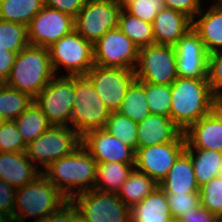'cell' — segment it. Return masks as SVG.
<instances>
[{
	"label": "cell",
	"mask_w": 222,
	"mask_h": 222,
	"mask_svg": "<svg viewBox=\"0 0 222 222\" xmlns=\"http://www.w3.org/2000/svg\"><path fill=\"white\" fill-rule=\"evenodd\" d=\"M17 54L5 48H0V83H4L9 77Z\"/></svg>",
	"instance_id": "obj_46"
},
{
	"label": "cell",
	"mask_w": 222,
	"mask_h": 222,
	"mask_svg": "<svg viewBox=\"0 0 222 222\" xmlns=\"http://www.w3.org/2000/svg\"><path fill=\"white\" fill-rule=\"evenodd\" d=\"M134 74L138 81L171 85L178 78L174 46L140 47Z\"/></svg>",
	"instance_id": "obj_6"
},
{
	"label": "cell",
	"mask_w": 222,
	"mask_h": 222,
	"mask_svg": "<svg viewBox=\"0 0 222 222\" xmlns=\"http://www.w3.org/2000/svg\"><path fill=\"white\" fill-rule=\"evenodd\" d=\"M70 201L79 216L88 222H131L130 208L117 193L92 189L75 195Z\"/></svg>",
	"instance_id": "obj_8"
},
{
	"label": "cell",
	"mask_w": 222,
	"mask_h": 222,
	"mask_svg": "<svg viewBox=\"0 0 222 222\" xmlns=\"http://www.w3.org/2000/svg\"><path fill=\"white\" fill-rule=\"evenodd\" d=\"M165 8L179 11L192 20L202 10L200 0H164Z\"/></svg>",
	"instance_id": "obj_42"
},
{
	"label": "cell",
	"mask_w": 222,
	"mask_h": 222,
	"mask_svg": "<svg viewBox=\"0 0 222 222\" xmlns=\"http://www.w3.org/2000/svg\"><path fill=\"white\" fill-rule=\"evenodd\" d=\"M185 150L186 142H169L137 148L134 167L160 184Z\"/></svg>",
	"instance_id": "obj_16"
},
{
	"label": "cell",
	"mask_w": 222,
	"mask_h": 222,
	"mask_svg": "<svg viewBox=\"0 0 222 222\" xmlns=\"http://www.w3.org/2000/svg\"><path fill=\"white\" fill-rule=\"evenodd\" d=\"M165 193L199 192L191 156L184 151L159 184Z\"/></svg>",
	"instance_id": "obj_23"
},
{
	"label": "cell",
	"mask_w": 222,
	"mask_h": 222,
	"mask_svg": "<svg viewBox=\"0 0 222 222\" xmlns=\"http://www.w3.org/2000/svg\"><path fill=\"white\" fill-rule=\"evenodd\" d=\"M185 151L191 156L194 174L199 187L218 177L222 167V152L215 150Z\"/></svg>",
	"instance_id": "obj_27"
},
{
	"label": "cell",
	"mask_w": 222,
	"mask_h": 222,
	"mask_svg": "<svg viewBox=\"0 0 222 222\" xmlns=\"http://www.w3.org/2000/svg\"><path fill=\"white\" fill-rule=\"evenodd\" d=\"M133 1H137V0H117V2L120 4L122 9H124L129 3Z\"/></svg>",
	"instance_id": "obj_48"
},
{
	"label": "cell",
	"mask_w": 222,
	"mask_h": 222,
	"mask_svg": "<svg viewBox=\"0 0 222 222\" xmlns=\"http://www.w3.org/2000/svg\"><path fill=\"white\" fill-rule=\"evenodd\" d=\"M81 145L97 163L120 162L135 164L136 151L112 136L104 128L90 130L81 137Z\"/></svg>",
	"instance_id": "obj_17"
},
{
	"label": "cell",
	"mask_w": 222,
	"mask_h": 222,
	"mask_svg": "<svg viewBox=\"0 0 222 222\" xmlns=\"http://www.w3.org/2000/svg\"><path fill=\"white\" fill-rule=\"evenodd\" d=\"M106 108L117 112L131 83L136 79L134 70L94 65L86 74Z\"/></svg>",
	"instance_id": "obj_13"
},
{
	"label": "cell",
	"mask_w": 222,
	"mask_h": 222,
	"mask_svg": "<svg viewBox=\"0 0 222 222\" xmlns=\"http://www.w3.org/2000/svg\"><path fill=\"white\" fill-rule=\"evenodd\" d=\"M158 187L159 184L155 180L134 168L117 195L131 209Z\"/></svg>",
	"instance_id": "obj_26"
},
{
	"label": "cell",
	"mask_w": 222,
	"mask_h": 222,
	"mask_svg": "<svg viewBox=\"0 0 222 222\" xmlns=\"http://www.w3.org/2000/svg\"><path fill=\"white\" fill-rule=\"evenodd\" d=\"M212 111L222 119V93L213 95Z\"/></svg>",
	"instance_id": "obj_47"
},
{
	"label": "cell",
	"mask_w": 222,
	"mask_h": 222,
	"mask_svg": "<svg viewBox=\"0 0 222 222\" xmlns=\"http://www.w3.org/2000/svg\"><path fill=\"white\" fill-rule=\"evenodd\" d=\"M193 25V20L185 14L164 8L153 20V33L155 44L174 46Z\"/></svg>",
	"instance_id": "obj_21"
},
{
	"label": "cell",
	"mask_w": 222,
	"mask_h": 222,
	"mask_svg": "<svg viewBox=\"0 0 222 222\" xmlns=\"http://www.w3.org/2000/svg\"><path fill=\"white\" fill-rule=\"evenodd\" d=\"M69 126L52 125L26 148L27 157L46 169L52 162L70 155L81 145V136Z\"/></svg>",
	"instance_id": "obj_10"
},
{
	"label": "cell",
	"mask_w": 222,
	"mask_h": 222,
	"mask_svg": "<svg viewBox=\"0 0 222 222\" xmlns=\"http://www.w3.org/2000/svg\"><path fill=\"white\" fill-rule=\"evenodd\" d=\"M75 100L74 76L68 75H56L34 98L48 122L54 126L69 125Z\"/></svg>",
	"instance_id": "obj_7"
},
{
	"label": "cell",
	"mask_w": 222,
	"mask_h": 222,
	"mask_svg": "<svg viewBox=\"0 0 222 222\" xmlns=\"http://www.w3.org/2000/svg\"><path fill=\"white\" fill-rule=\"evenodd\" d=\"M137 148L186 142L183 131L168 116L150 114L137 123Z\"/></svg>",
	"instance_id": "obj_18"
},
{
	"label": "cell",
	"mask_w": 222,
	"mask_h": 222,
	"mask_svg": "<svg viewBox=\"0 0 222 222\" xmlns=\"http://www.w3.org/2000/svg\"><path fill=\"white\" fill-rule=\"evenodd\" d=\"M178 77L208 79V57L199 34L191 28L174 45Z\"/></svg>",
	"instance_id": "obj_15"
},
{
	"label": "cell",
	"mask_w": 222,
	"mask_h": 222,
	"mask_svg": "<svg viewBox=\"0 0 222 222\" xmlns=\"http://www.w3.org/2000/svg\"><path fill=\"white\" fill-rule=\"evenodd\" d=\"M42 174L27 157L25 152H0V180L14 188H20L32 182Z\"/></svg>",
	"instance_id": "obj_20"
},
{
	"label": "cell",
	"mask_w": 222,
	"mask_h": 222,
	"mask_svg": "<svg viewBox=\"0 0 222 222\" xmlns=\"http://www.w3.org/2000/svg\"><path fill=\"white\" fill-rule=\"evenodd\" d=\"M93 1H114V2H117V0H93Z\"/></svg>",
	"instance_id": "obj_52"
},
{
	"label": "cell",
	"mask_w": 222,
	"mask_h": 222,
	"mask_svg": "<svg viewBox=\"0 0 222 222\" xmlns=\"http://www.w3.org/2000/svg\"><path fill=\"white\" fill-rule=\"evenodd\" d=\"M55 76L48 48L29 45L17 54L4 84L35 98Z\"/></svg>",
	"instance_id": "obj_3"
},
{
	"label": "cell",
	"mask_w": 222,
	"mask_h": 222,
	"mask_svg": "<svg viewBox=\"0 0 222 222\" xmlns=\"http://www.w3.org/2000/svg\"><path fill=\"white\" fill-rule=\"evenodd\" d=\"M134 165L116 161L97 163L94 189L102 192L118 193L134 170Z\"/></svg>",
	"instance_id": "obj_25"
},
{
	"label": "cell",
	"mask_w": 222,
	"mask_h": 222,
	"mask_svg": "<svg viewBox=\"0 0 222 222\" xmlns=\"http://www.w3.org/2000/svg\"><path fill=\"white\" fill-rule=\"evenodd\" d=\"M213 93L208 79L178 77L171 84L170 118L184 132L212 112Z\"/></svg>",
	"instance_id": "obj_2"
},
{
	"label": "cell",
	"mask_w": 222,
	"mask_h": 222,
	"mask_svg": "<svg viewBox=\"0 0 222 222\" xmlns=\"http://www.w3.org/2000/svg\"><path fill=\"white\" fill-rule=\"evenodd\" d=\"M218 177H219V178H222V167H221V170L219 171Z\"/></svg>",
	"instance_id": "obj_51"
},
{
	"label": "cell",
	"mask_w": 222,
	"mask_h": 222,
	"mask_svg": "<svg viewBox=\"0 0 222 222\" xmlns=\"http://www.w3.org/2000/svg\"><path fill=\"white\" fill-rule=\"evenodd\" d=\"M96 171L97 161L80 145L70 155L52 162L45 171L42 169V174L71 200L94 189Z\"/></svg>",
	"instance_id": "obj_1"
},
{
	"label": "cell",
	"mask_w": 222,
	"mask_h": 222,
	"mask_svg": "<svg viewBox=\"0 0 222 222\" xmlns=\"http://www.w3.org/2000/svg\"><path fill=\"white\" fill-rule=\"evenodd\" d=\"M75 222H88L86 220H84L83 218H81L78 214V218L75 220Z\"/></svg>",
	"instance_id": "obj_50"
},
{
	"label": "cell",
	"mask_w": 222,
	"mask_h": 222,
	"mask_svg": "<svg viewBox=\"0 0 222 222\" xmlns=\"http://www.w3.org/2000/svg\"><path fill=\"white\" fill-rule=\"evenodd\" d=\"M27 30L30 45L48 48L74 30V17L44 6L28 24Z\"/></svg>",
	"instance_id": "obj_14"
},
{
	"label": "cell",
	"mask_w": 222,
	"mask_h": 222,
	"mask_svg": "<svg viewBox=\"0 0 222 222\" xmlns=\"http://www.w3.org/2000/svg\"><path fill=\"white\" fill-rule=\"evenodd\" d=\"M208 82L213 95L222 93V50L209 54Z\"/></svg>",
	"instance_id": "obj_41"
},
{
	"label": "cell",
	"mask_w": 222,
	"mask_h": 222,
	"mask_svg": "<svg viewBox=\"0 0 222 222\" xmlns=\"http://www.w3.org/2000/svg\"><path fill=\"white\" fill-rule=\"evenodd\" d=\"M117 112L136 123L141 122L151 114L145 96L143 81L135 79L131 83Z\"/></svg>",
	"instance_id": "obj_29"
},
{
	"label": "cell",
	"mask_w": 222,
	"mask_h": 222,
	"mask_svg": "<svg viewBox=\"0 0 222 222\" xmlns=\"http://www.w3.org/2000/svg\"><path fill=\"white\" fill-rule=\"evenodd\" d=\"M164 8V0H137L129 3L124 10L147 23H153L155 16Z\"/></svg>",
	"instance_id": "obj_39"
},
{
	"label": "cell",
	"mask_w": 222,
	"mask_h": 222,
	"mask_svg": "<svg viewBox=\"0 0 222 222\" xmlns=\"http://www.w3.org/2000/svg\"><path fill=\"white\" fill-rule=\"evenodd\" d=\"M139 47L118 27L106 32L94 45V65L134 70Z\"/></svg>",
	"instance_id": "obj_12"
},
{
	"label": "cell",
	"mask_w": 222,
	"mask_h": 222,
	"mask_svg": "<svg viewBox=\"0 0 222 222\" xmlns=\"http://www.w3.org/2000/svg\"><path fill=\"white\" fill-rule=\"evenodd\" d=\"M171 216L176 221L180 215L200 207L199 192L166 193Z\"/></svg>",
	"instance_id": "obj_37"
},
{
	"label": "cell",
	"mask_w": 222,
	"mask_h": 222,
	"mask_svg": "<svg viewBox=\"0 0 222 222\" xmlns=\"http://www.w3.org/2000/svg\"><path fill=\"white\" fill-rule=\"evenodd\" d=\"M78 218V211L75 205L68 200L58 210L51 213L41 222H75Z\"/></svg>",
	"instance_id": "obj_44"
},
{
	"label": "cell",
	"mask_w": 222,
	"mask_h": 222,
	"mask_svg": "<svg viewBox=\"0 0 222 222\" xmlns=\"http://www.w3.org/2000/svg\"><path fill=\"white\" fill-rule=\"evenodd\" d=\"M176 222H222V217H215L206 208L200 206L186 215H180Z\"/></svg>",
	"instance_id": "obj_45"
},
{
	"label": "cell",
	"mask_w": 222,
	"mask_h": 222,
	"mask_svg": "<svg viewBox=\"0 0 222 222\" xmlns=\"http://www.w3.org/2000/svg\"><path fill=\"white\" fill-rule=\"evenodd\" d=\"M207 12L202 10L193 19L192 28L199 34L208 54L222 50V6L216 1ZM204 13V14H203Z\"/></svg>",
	"instance_id": "obj_22"
},
{
	"label": "cell",
	"mask_w": 222,
	"mask_h": 222,
	"mask_svg": "<svg viewBox=\"0 0 222 222\" xmlns=\"http://www.w3.org/2000/svg\"><path fill=\"white\" fill-rule=\"evenodd\" d=\"M131 222H173L166 193L158 187L130 209Z\"/></svg>",
	"instance_id": "obj_24"
},
{
	"label": "cell",
	"mask_w": 222,
	"mask_h": 222,
	"mask_svg": "<svg viewBox=\"0 0 222 222\" xmlns=\"http://www.w3.org/2000/svg\"><path fill=\"white\" fill-rule=\"evenodd\" d=\"M26 148L15 121H6L0 127V152H25Z\"/></svg>",
	"instance_id": "obj_38"
},
{
	"label": "cell",
	"mask_w": 222,
	"mask_h": 222,
	"mask_svg": "<svg viewBox=\"0 0 222 222\" xmlns=\"http://www.w3.org/2000/svg\"><path fill=\"white\" fill-rule=\"evenodd\" d=\"M218 3L222 6V0H219Z\"/></svg>",
	"instance_id": "obj_53"
},
{
	"label": "cell",
	"mask_w": 222,
	"mask_h": 222,
	"mask_svg": "<svg viewBox=\"0 0 222 222\" xmlns=\"http://www.w3.org/2000/svg\"><path fill=\"white\" fill-rule=\"evenodd\" d=\"M87 0H44V6L76 17Z\"/></svg>",
	"instance_id": "obj_43"
},
{
	"label": "cell",
	"mask_w": 222,
	"mask_h": 222,
	"mask_svg": "<svg viewBox=\"0 0 222 222\" xmlns=\"http://www.w3.org/2000/svg\"><path fill=\"white\" fill-rule=\"evenodd\" d=\"M7 120L0 114V127L6 122Z\"/></svg>",
	"instance_id": "obj_49"
},
{
	"label": "cell",
	"mask_w": 222,
	"mask_h": 222,
	"mask_svg": "<svg viewBox=\"0 0 222 222\" xmlns=\"http://www.w3.org/2000/svg\"><path fill=\"white\" fill-rule=\"evenodd\" d=\"M121 9L118 2L87 0L74 18V30L94 45L106 32L118 27Z\"/></svg>",
	"instance_id": "obj_11"
},
{
	"label": "cell",
	"mask_w": 222,
	"mask_h": 222,
	"mask_svg": "<svg viewBox=\"0 0 222 222\" xmlns=\"http://www.w3.org/2000/svg\"><path fill=\"white\" fill-rule=\"evenodd\" d=\"M76 100L71 112L72 129L81 137L90 130L104 128L110 111L86 75L74 76Z\"/></svg>",
	"instance_id": "obj_5"
},
{
	"label": "cell",
	"mask_w": 222,
	"mask_h": 222,
	"mask_svg": "<svg viewBox=\"0 0 222 222\" xmlns=\"http://www.w3.org/2000/svg\"><path fill=\"white\" fill-rule=\"evenodd\" d=\"M122 143L137 149V123L118 112H110L104 127Z\"/></svg>",
	"instance_id": "obj_33"
},
{
	"label": "cell",
	"mask_w": 222,
	"mask_h": 222,
	"mask_svg": "<svg viewBox=\"0 0 222 222\" xmlns=\"http://www.w3.org/2000/svg\"><path fill=\"white\" fill-rule=\"evenodd\" d=\"M14 121L26 145L33 142L52 126L34 101Z\"/></svg>",
	"instance_id": "obj_28"
},
{
	"label": "cell",
	"mask_w": 222,
	"mask_h": 222,
	"mask_svg": "<svg viewBox=\"0 0 222 222\" xmlns=\"http://www.w3.org/2000/svg\"><path fill=\"white\" fill-rule=\"evenodd\" d=\"M186 150L222 152V119L213 111L191 124L184 132Z\"/></svg>",
	"instance_id": "obj_19"
},
{
	"label": "cell",
	"mask_w": 222,
	"mask_h": 222,
	"mask_svg": "<svg viewBox=\"0 0 222 222\" xmlns=\"http://www.w3.org/2000/svg\"><path fill=\"white\" fill-rule=\"evenodd\" d=\"M29 45L26 25L0 19V48L19 53Z\"/></svg>",
	"instance_id": "obj_34"
},
{
	"label": "cell",
	"mask_w": 222,
	"mask_h": 222,
	"mask_svg": "<svg viewBox=\"0 0 222 222\" xmlns=\"http://www.w3.org/2000/svg\"><path fill=\"white\" fill-rule=\"evenodd\" d=\"M68 199L43 174L23 187L17 188L16 201L10 222H25L34 217L41 222L58 210Z\"/></svg>",
	"instance_id": "obj_4"
},
{
	"label": "cell",
	"mask_w": 222,
	"mask_h": 222,
	"mask_svg": "<svg viewBox=\"0 0 222 222\" xmlns=\"http://www.w3.org/2000/svg\"><path fill=\"white\" fill-rule=\"evenodd\" d=\"M44 7V0H5L0 2V19L28 26Z\"/></svg>",
	"instance_id": "obj_30"
},
{
	"label": "cell",
	"mask_w": 222,
	"mask_h": 222,
	"mask_svg": "<svg viewBox=\"0 0 222 222\" xmlns=\"http://www.w3.org/2000/svg\"><path fill=\"white\" fill-rule=\"evenodd\" d=\"M200 206L215 217H222V178H213L199 190Z\"/></svg>",
	"instance_id": "obj_36"
},
{
	"label": "cell",
	"mask_w": 222,
	"mask_h": 222,
	"mask_svg": "<svg viewBox=\"0 0 222 222\" xmlns=\"http://www.w3.org/2000/svg\"><path fill=\"white\" fill-rule=\"evenodd\" d=\"M17 189L0 180V222H10L15 208Z\"/></svg>",
	"instance_id": "obj_40"
},
{
	"label": "cell",
	"mask_w": 222,
	"mask_h": 222,
	"mask_svg": "<svg viewBox=\"0 0 222 222\" xmlns=\"http://www.w3.org/2000/svg\"><path fill=\"white\" fill-rule=\"evenodd\" d=\"M34 101L28 93L0 83V114L7 120H15Z\"/></svg>",
	"instance_id": "obj_32"
},
{
	"label": "cell",
	"mask_w": 222,
	"mask_h": 222,
	"mask_svg": "<svg viewBox=\"0 0 222 222\" xmlns=\"http://www.w3.org/2000/svg\"><path fill=\"white\" fill-rule=\"evenodd\" d=\"M144 89L150 113L170 117L171 85L144 82Z\"/></svg>",
	"instance_id": "obj_35"
},
{
	"label": "cell",
	"mask_w": 222,
	"mask_h": 222,
	"mask_svg": "<svg viewBox=\"0 0 222 222\" xmlns=\"http://www.w3.org/2000/svg\"><path fill=\"white\" fill-rule=\"evenodd\" d=\"M55 73L65 67L68 76L86 75L94 66L93 45L73 30L48 47Z\"/></svg>",
	"instance_id": "obj_9"
},
{
	"label": "cell",
	"mask_w": 222,
	"mask_h": 222,
	"mask_svg": "<svg viewBox=\"0 0 222 222\" xmlns=\"http://www.w3.org/2000/svg\"><path fill=\"white\" fill-rule=\"evenodd\" d=\"M118 28L139 48L155 44L152 23H147L124 9L119 14Z\"/></svg>",
	"instance_id": "obj_31"
}]
</instances>
